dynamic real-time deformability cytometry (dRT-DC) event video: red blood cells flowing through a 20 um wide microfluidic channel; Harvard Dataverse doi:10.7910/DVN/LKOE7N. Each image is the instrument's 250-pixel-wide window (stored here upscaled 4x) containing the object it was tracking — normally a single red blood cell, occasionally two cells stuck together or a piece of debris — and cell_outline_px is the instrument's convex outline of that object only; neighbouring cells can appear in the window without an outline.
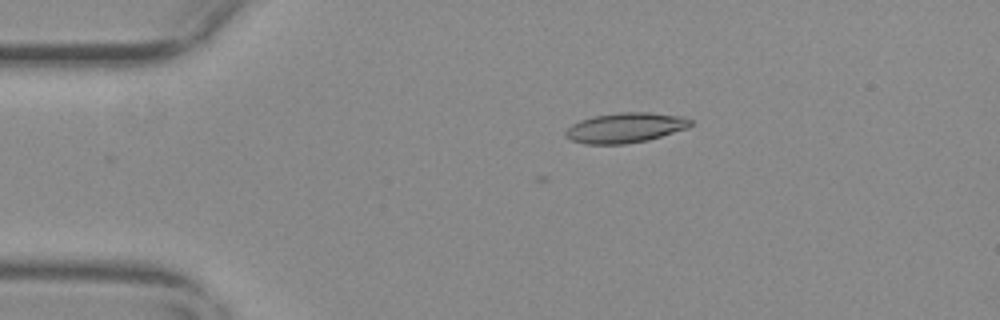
{"species": "common noctule bat (a hibernating species)", "species_latin": "Nyctalus noctula", "temperature_condition": "warm", "stored_images_in_passage": 3, "camera_frame_rate_fps": 3000, "um_per_image_px": 0.085, "animal": {"sex": "female", "body_mass_g": 29.2, "forearm_length_mm": 56.3}, "frame": {"image": 1, "passage_image": 1, "time_ms": 0.0, "image_size_px": [1000, 320], "cell_outline_px": [[692, 124], [688, 128], [648, 140], [624, 144], [584, 144], [572, 140], [564, 136], [564, 132], [572, 124], [580, 120], [596, 116], [620, 112], [648, 112], [684, 116], [692, 120]], "centroid_in_image_um": [53.17, 10.86], "position_along_channel_um": 31.8, "area_um2": 21.91}}